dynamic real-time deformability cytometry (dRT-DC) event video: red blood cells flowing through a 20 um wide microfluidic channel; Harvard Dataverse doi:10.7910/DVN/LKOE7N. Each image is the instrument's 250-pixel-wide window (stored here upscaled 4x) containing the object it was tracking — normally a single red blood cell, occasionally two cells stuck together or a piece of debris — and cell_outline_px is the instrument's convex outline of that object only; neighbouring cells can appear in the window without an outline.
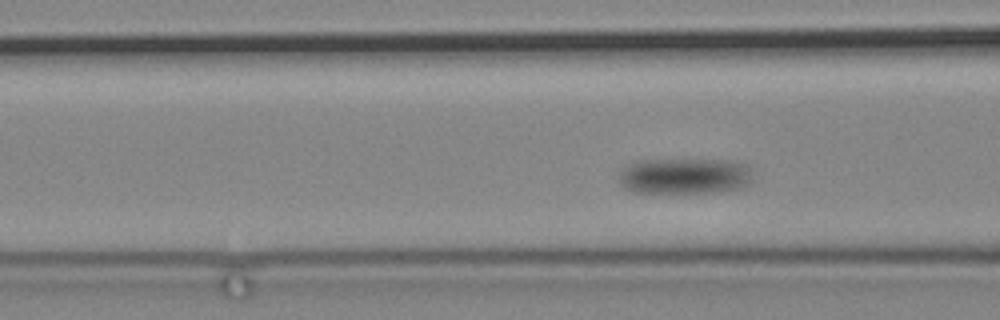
{"species": "common noctule bat (a hibernating species)", "species_latin": "Nyctalus noctula", "temperature_condition": "cold", "stored_images_in_passage": 69, "camera_frame_rate_fps": 3000, "um_per_image_px": 0.085, "animal": {"sex": "male", "body_mass_g": 19.2, "forearm_length_mm": 51.8}, "frame": {"image": 1, "passage_image": 10, "time_ms": 3.0, "image_size_px": [1000, 320], "cell_outline_px": [[752, 184], [740, 188], [716, 192], [632, 192], [624, 188], [620, 184], [620, 168], [636, 160], [728, 160], [748, 164], [752, 176]], "centroid_in_image_um": [58.2, 14.95], "position_along_channel_um": 108.4, "area_um2": 28.32}}
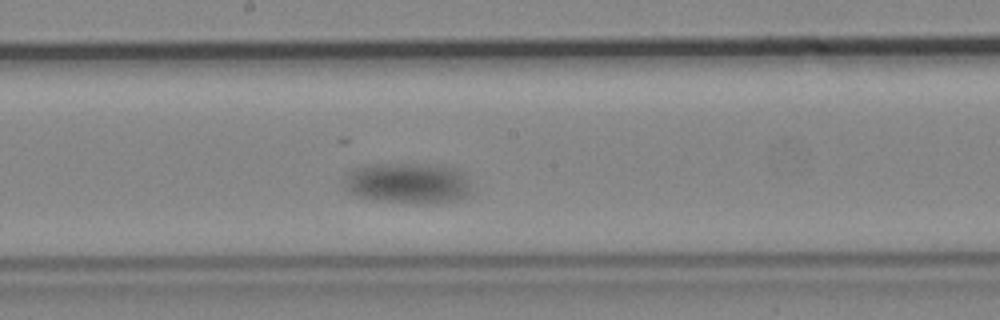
{"frame": {"image": 2, "passage_image": 25, "time_ms": 8.0, "image_size_px": [1000, 320], "cell_outline_px": [[472, 192], [456, 200], [372, 200], [356, 196], [348, 192], [344, 188], [344, 180], [352, 168], [364, 164], [436, 164], [456, 168], [468, 180], [472, 188]], "centroid_in_image_um": [34.59, 15.5], "position_along_channel_um": 213.6, "area_um2": 29.48}}
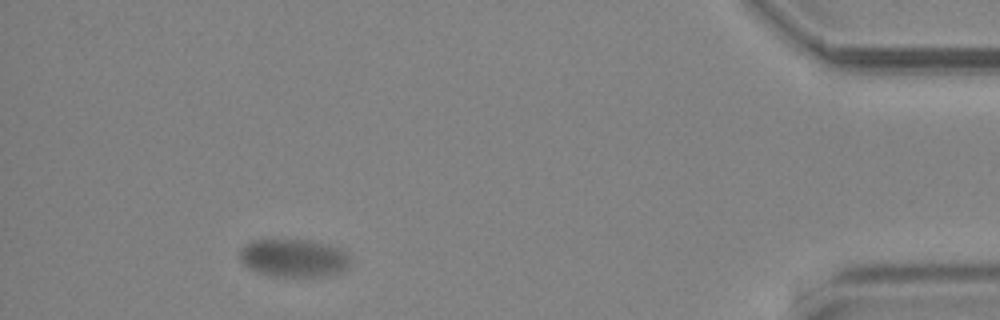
{"frame": {"image": 3, "passage_image": 61, "time_ms": 20.0, "image_size_px": [1000, 320], "cell_outline_px": [[352, 264], [344, 272], [324, 276], [276, 276], [256, 272], [248, 268], [240, 260], [240, 248], [244, 244], [252, 240], [308, 240], [328, 244], [340, 248], [348, 252], [352, 260]], "centroid_in_image_um": [25.02, 21.93], "position_along_channel_um": 410.2, "area_um2": 24.91}}